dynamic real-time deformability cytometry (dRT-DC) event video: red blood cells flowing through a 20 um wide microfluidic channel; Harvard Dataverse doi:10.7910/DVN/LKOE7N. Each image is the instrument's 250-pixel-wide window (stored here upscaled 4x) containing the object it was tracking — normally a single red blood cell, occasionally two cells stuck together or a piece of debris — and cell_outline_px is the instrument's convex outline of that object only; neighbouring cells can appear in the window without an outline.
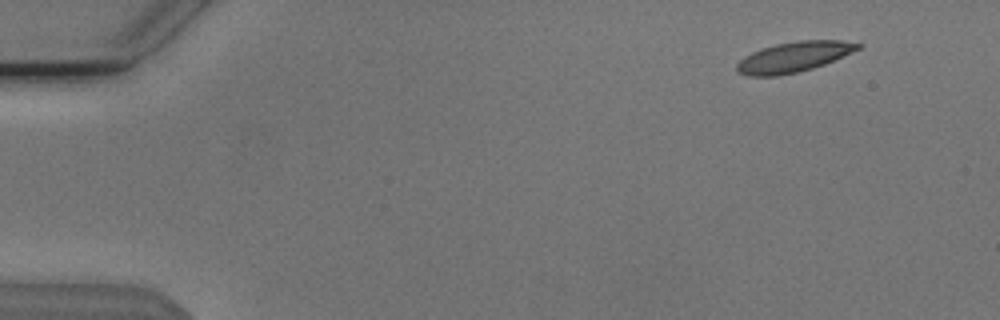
{"species": "Egyptian fruit bat (a non-hibernating species)", "species_latin": "Rousettus aegyptiacus", "temperature_condition": "cold", "stored_images_in_passage": 7, "camera_frame_rate_fps": 3000, "um_per_image_px": 0.085, "animal": {"sex": "male"}, "frame": {"image": 1, "passage_image": 2, "time_ms": 0.333, "image_size_px": [1000, 320], "cell_outline_px": [[864, 44], [860, 48], [852, 52], [824, 64], [812, 68], [796, 72], [776, 76], [748, 76], [740, 72], [736, 68], [736, 64], [744, 56], [752, 52], [776, 44], [800, 40], [840, 40]], "centroid_in_image_um": [67.48, 4.83], "position_along_channel_um": 17.5, "area_um2": 21.1}}
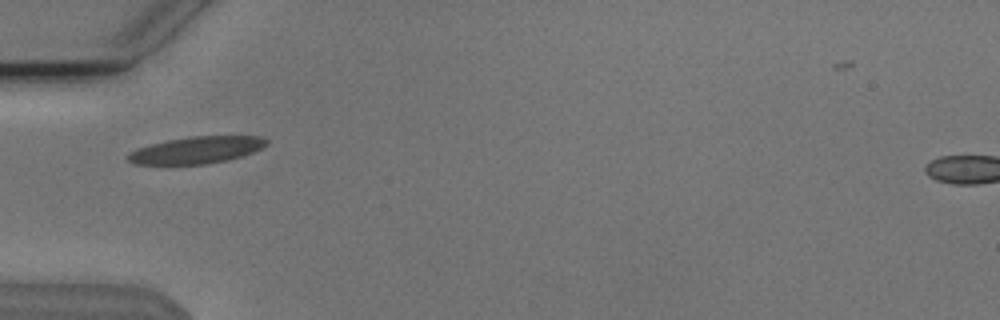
{"frame": {"image": 2, "passage_image": 5, "time_ms": 1.333, "image_size_px": [1000, 320], "cell_outline_px": [[268, 144], [252, 152], [228, 160], [204, 164], [132, 164], [124, 156], [128, 152], [136, 148], [168, 140], [192, 136], [260, 136], [268, 140]], "centroid_in_image_um": [16.65, 12.75], "position_along_channel_um": 68.3, "area_um2": 21.68}}
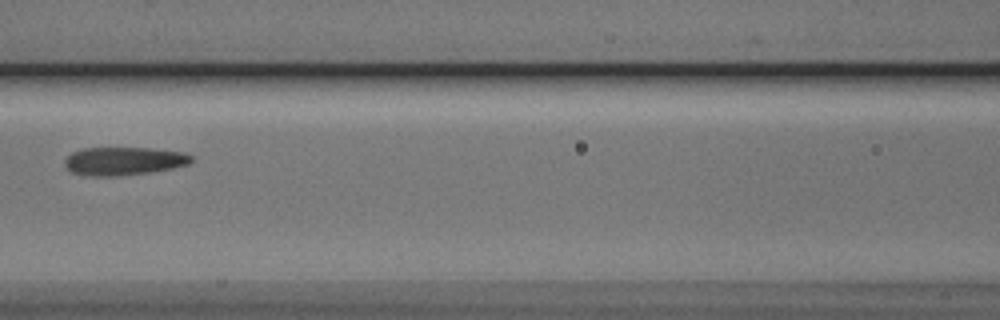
{"frame": {"image": 3, "passage_image": 7, "time_ms": 2.0, "image_size_px": [1000, 320], "cell_outline_px": [[192, 160], [188, 164], [172, 168], [148, 172], [112, 176], [88, 176], [72, 172], [64, 164], [64, 160], [72, 152], [84, 148], [148, 148], [184, 152], [192, 156]], "centroid_in_image_um": [10.5, 13.68], "position_along_channel_um": 156.1, "area_um2": 20.58}}